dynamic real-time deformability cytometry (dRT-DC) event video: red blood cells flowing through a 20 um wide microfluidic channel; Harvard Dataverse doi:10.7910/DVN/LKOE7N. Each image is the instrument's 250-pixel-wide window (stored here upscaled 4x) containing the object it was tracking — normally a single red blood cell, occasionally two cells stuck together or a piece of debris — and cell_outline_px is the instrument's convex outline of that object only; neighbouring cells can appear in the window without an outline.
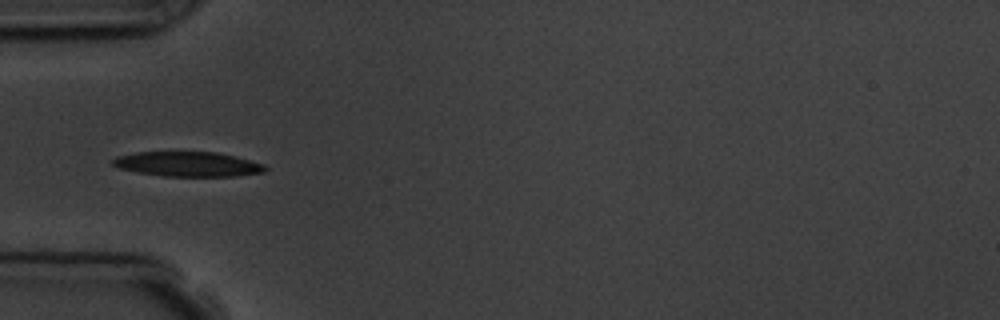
{"species": "common noctule bat (a hibernating species)", "species_latin": "Nyctalus noctula", "temperature_condition": "room temperature", "stored_images_in_passage": 2, "camera_frame_rate_fps": 3000, "um_per_image_px": 0.085, "animal": {"sex": "male", "body_mass_g": 19.5, "forearm_length_mm": 54.6}, "frame": {"image": 1, "passage_image": 1, "time_ms": 0.0, "image_size_px": [1000, 320], "cell_outline_px": [[268, 168], [264, 172], [236, 176], [164, 176], [140, 172], [120, 168], [112, 164], [112, 160], [116, 156], [136, 152], [216, 152], [264, 164]], "centroid_in_image_um": [15.96, 13.95], "position_along_channel_um": 69.0, "area_um2": 21.73}}